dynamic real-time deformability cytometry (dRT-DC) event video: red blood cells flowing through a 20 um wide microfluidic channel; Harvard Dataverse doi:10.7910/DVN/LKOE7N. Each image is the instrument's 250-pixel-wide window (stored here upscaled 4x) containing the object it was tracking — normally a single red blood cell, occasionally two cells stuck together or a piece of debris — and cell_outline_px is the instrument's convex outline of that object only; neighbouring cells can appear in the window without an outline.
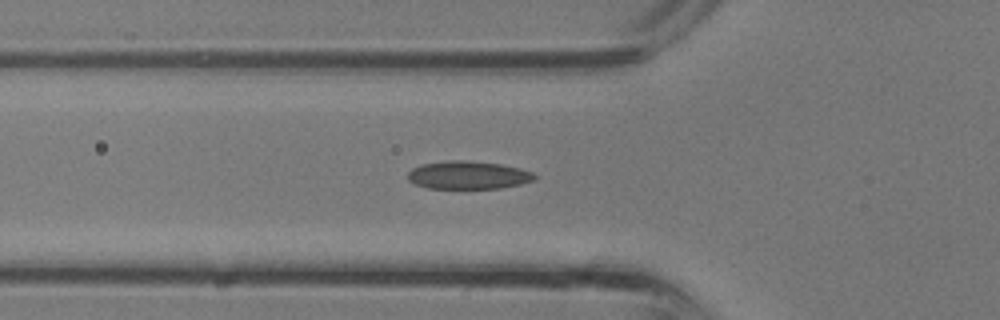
{"species": "common noctule bat (a hibernating species)", "species_latin": "Nyctalus noctula", "temperature_condition": "room temperature", "stored_images_in_passage": 25, "segment_of_instrument_passage": [1, 2], "camera_frame_rate_fps": 3000, "um_per_image_px": 0.085, "animal": {"sex": "male", "body_mass_g": 13.3}, "frame": {"image": 1, "passage_image": 2, "time_ms": 0.333, "image_size_px": [1000, 320], "cell_outline_px": [[536, 180], [520, 184], [500, 188], [428, 188], [416, 184], [408, 180], [408, 172], [412, 168], [424, 164], [452, 160], [464, 160], [500, 164], [520, 168], [532, 172], [536, 176]], "centroid_in_image_um": [39.81, 14.88], "position_along_channel_um": 86.0, "area_um2": 20.52}}
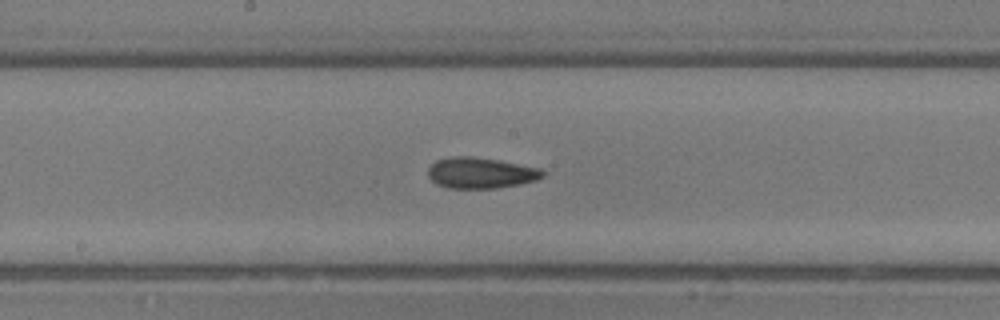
{"frame": {"image": 2, "passage_image": 8, "time_ms": 2.333, "image_size_px": [1000, 320], "cell_outline_px": [[548, 172], [544, 176], [536, 180], [520, 184], [496, 188], [448, 188], [436, 184], [428, 176], [428, 168], [436, 160], [452, 156], [472, 156], [500, 160], [540, 168]], "centroid_in_image_um": [40.88, 14.69], "position_along_channel_um": 207.3, "area_um2": 20.87}}
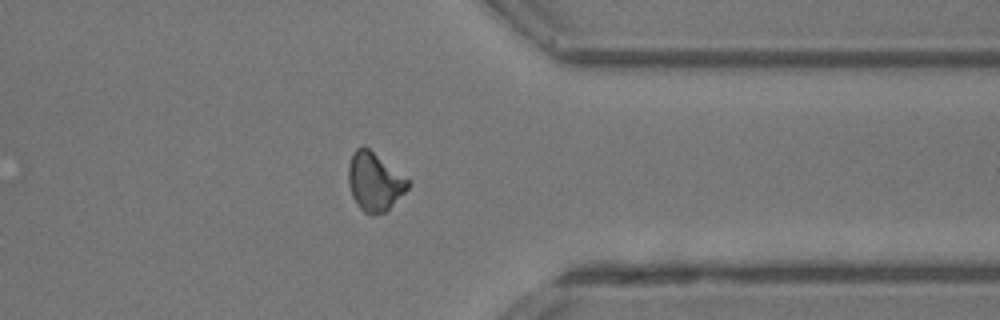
{"frame": {"image": 3, "passage_image": 17, "time_ms": 5.333, "image_size_px": [1000, 320], "cell_outline_px": [[412, 180], [408, 188], [388, 212], [372, 216], [364, 212], [356, 204], [352, 196], [348, 184], [348, 164], [352, 152], [356, 148], [368, 148]], "centroid_in_image_um": [31.86, 15.48], "position_along_channel_um": 379.5, "area_um2": 20.75}}